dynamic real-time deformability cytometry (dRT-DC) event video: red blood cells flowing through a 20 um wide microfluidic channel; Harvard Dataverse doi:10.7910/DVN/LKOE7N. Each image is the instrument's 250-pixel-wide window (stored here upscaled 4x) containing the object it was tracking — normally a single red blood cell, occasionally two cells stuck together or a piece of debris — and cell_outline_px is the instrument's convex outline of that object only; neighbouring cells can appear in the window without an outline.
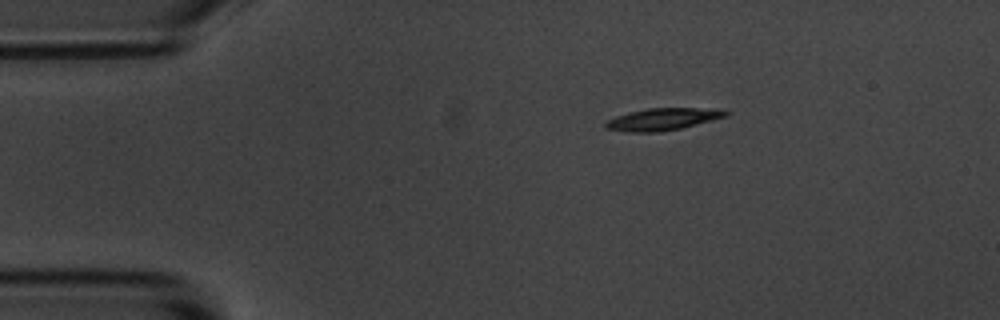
{"species": "common noctule bat (a hibernating species)", "species_latin": "Nyctalus noctula", "temperature_condition": "room temperature", "stored_images_in_passage": 2, "camera_frame_rate_fps": 3000, "um_per_image_px": 0.085, "animal": {"sex": "male", "body_mass_g": 20.1, "forearm_length_mm": 53.5}, "frame": {"image": 1, "passage_image": 2, "time_ms": 2.0, "image_size_px": [1000, 320], "cell_outline_px": [[732, 112], [728, 116], [680, 128], [660, 132], [628, 132], [604, 128], [604, 124], [608, 120], [616, 116], [628, 112], [648, 108], [720, 108]], "centroid_in_image_um": [56.37, 10.12], "position_along_channel_um": 28.6, "area_um2": 15.61}}